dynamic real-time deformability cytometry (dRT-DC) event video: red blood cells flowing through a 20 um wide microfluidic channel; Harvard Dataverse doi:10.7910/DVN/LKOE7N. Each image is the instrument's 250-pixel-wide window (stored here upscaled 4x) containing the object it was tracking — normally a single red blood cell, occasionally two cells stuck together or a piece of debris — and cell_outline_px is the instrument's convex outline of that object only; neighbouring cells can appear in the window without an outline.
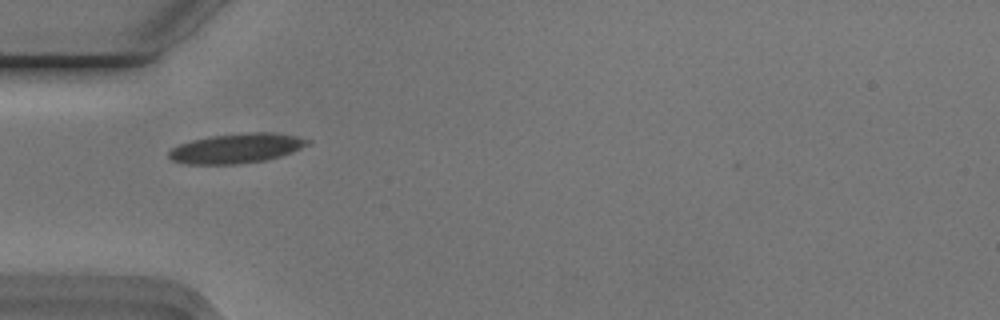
{"species": "Egyptian fruit bat (a non-hibernating species)", "species_latin": "Rousettus aegyptiacus", "temperature_condition": "cold", "stored_images_in_passage": 4, "camera_frame_rate_fps": 3000, "um_per_image_px": 0.085, "animal": {"sex": "male"}, "frame": {"image": 1, "passage_image": 1, "time_ms": 0.0, "image_size_px": [1000, 320], "cell_outline_px": [[312, 144], [292, 152], [280, 156], [264, 160], [236, 164], [188, 164], [172, 160], [168, 156], [168, 152], [172, 148], [180, 144], [192, 140], [212, 136], [252, 132], [268, 132], [296, 136], [312, 140]], "centroid_in_image_um": [20.14, 12.6], "position_along_channel_um": 64.9, "area_um2": 23.87}}
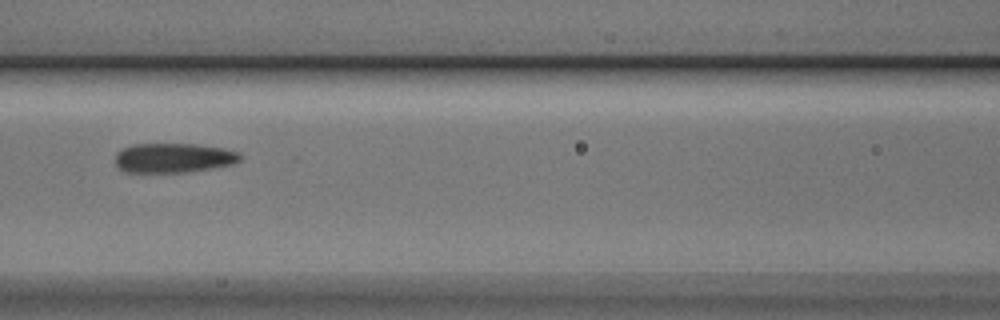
{"frame": {"image": 2, "passage_image": 3, "time_ms": 0.667, "image_size_px": [1000, 320], "cell_outline_px": [[244, 156], [240, 160], [232, 164], [208, 168], [180, 172], [124, 172], [116, 164], [116, 152], [120, 148], [132, 144], [196, 144], [224, 148], [240, 152]], "centroid_in_image_um": [14.74, 13.4], "position_along_channel_um": 151.9, "area_um2": 21.5}}
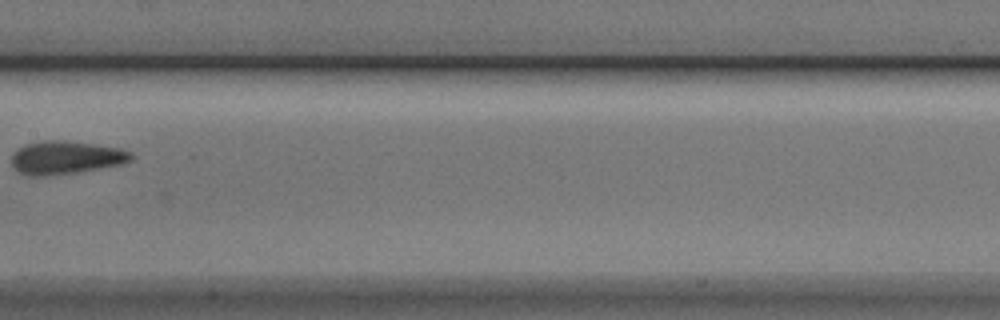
{"frame": {"image": 3, "passage_image": 4, "time_ms": 1.0, "image_size_px": [1000, 320], "cell_outline_px": [[132, 160], [120, 164], [76, 172], [44, 176], [28, 176], [20, 172], [12, 164], [12, 156], [24, 144], [44, 140], [64, 140], [120, 148], [132, 152]], "centroid_in_image_um": [5.59, 13.38], "position_along_channel_um": 201.8, "area_um2": 22.77}}